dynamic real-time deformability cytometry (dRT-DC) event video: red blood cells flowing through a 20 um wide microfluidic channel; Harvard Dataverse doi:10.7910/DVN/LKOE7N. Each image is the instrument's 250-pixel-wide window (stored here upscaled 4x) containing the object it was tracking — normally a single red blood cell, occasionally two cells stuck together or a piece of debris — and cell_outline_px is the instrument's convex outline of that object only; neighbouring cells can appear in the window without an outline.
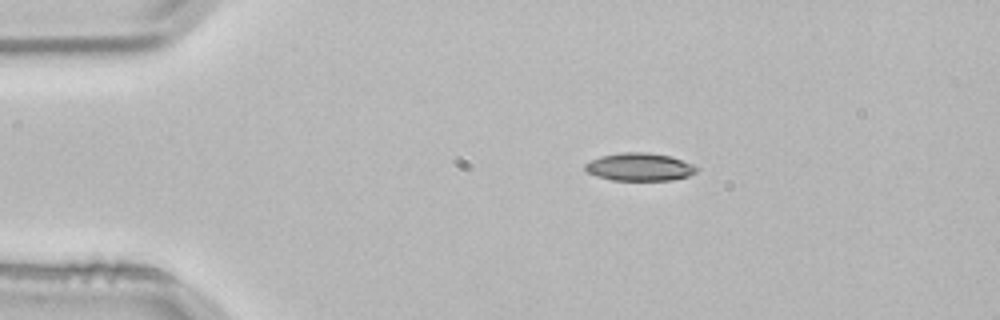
{"species": "common noctule bat (a hibernating species)", "species_latin": "Nyctalus noctula", "temperature_condition": "room temperature", "stored_images_in_passage": 3, "camera_frame_rate_fps": 3000, "um_per_image_px": 0.085, "animal": {"sex": "male", "body_mass_g": 21.5, "forearm_length_mm": 52.0}, "frame": {"image": 1, "passage_image": 1, "time_ms": 0.0, "image_size_px": [1000, 320], "cell_outline_px": [[700, 168], [696, 172], [688, 176], [672, 180], [612, 180], [596, 176], [588, 172], [584, 168], [584, 164], [600, 156], [624, 152], [648, 152], [672, 156], [692, 164]], "centroid_in_image_um": [54.38, 14.18], "position_along_channel_um": 30.6, "area_um2": 18.15}}